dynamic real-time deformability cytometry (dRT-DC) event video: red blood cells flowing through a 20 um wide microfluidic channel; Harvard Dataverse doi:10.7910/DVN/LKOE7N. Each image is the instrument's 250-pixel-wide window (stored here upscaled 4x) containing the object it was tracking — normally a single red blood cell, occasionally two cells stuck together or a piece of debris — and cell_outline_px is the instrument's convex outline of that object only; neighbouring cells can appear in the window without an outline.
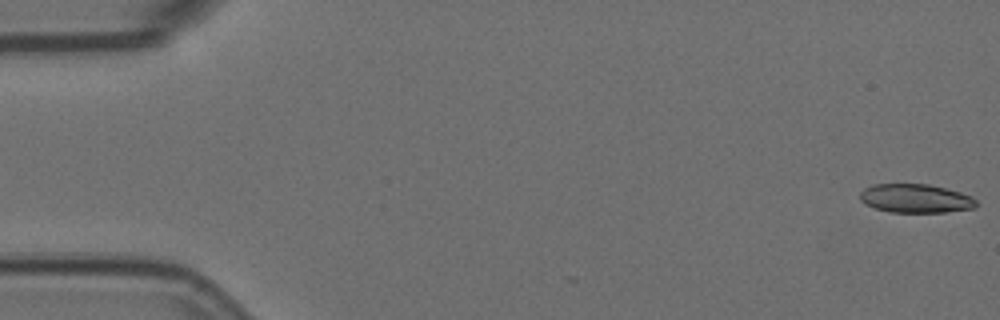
{"species": "Egyptian fruit bat (a non-hibernating species)", "species_latin": "Rousettus aegyptiacus", "temperature_condition": "room temperature", "stored_images_in_passage": 7, "camera_frame_rate_fps": 3000, "um_per_image_px": 0.085, "animal": {"sex": "female"}, "frame": {"image": 1, "passage_image": 1, "time_ms": 0.0, "image_size_px": [1000, 320], "cell_outline_px": [[976, 208], [944, 212], [888, 212], [864, 204], [860, 200], [860, 192], [864, 188], [872, 184], [928, 184], [960, 192], [972, 196], [976, 200]], "centroid_in_image_um": [77.81, 16.87], "position_along_channel_um": 7.2, "area_um2": 19.54}}